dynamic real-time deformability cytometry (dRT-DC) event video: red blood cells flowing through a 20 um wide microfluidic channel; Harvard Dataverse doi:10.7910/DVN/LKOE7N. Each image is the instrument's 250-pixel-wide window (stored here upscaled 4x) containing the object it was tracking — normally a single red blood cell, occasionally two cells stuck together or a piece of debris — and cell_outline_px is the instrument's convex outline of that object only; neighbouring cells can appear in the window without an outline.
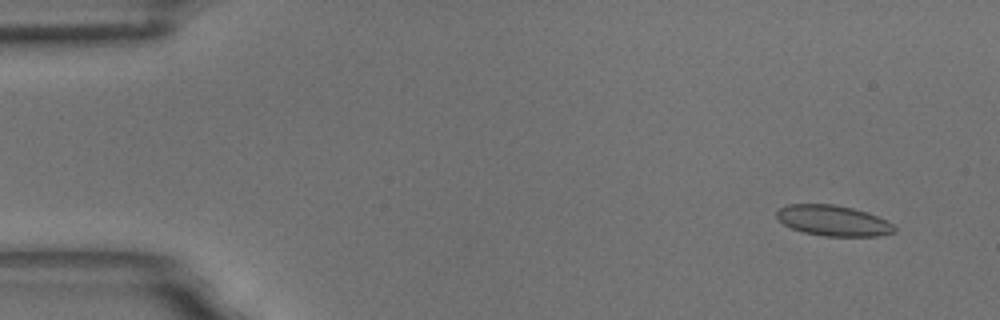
{"species": "common noctule bat (a hibernating species)", "species_latin": "Nyctalus noctula", "temperature_condition": "room temperature", "stored_images_in_passage": 51, "camera_frame_rate_fps": 3000, "um_per_image_px": 0.085, "animal": {"sex": "male", "body_mass_g": 18.8}, "frame": {"image": 1, "passage_image": 4, "time_ms": 1.0, "image_size_px": [1000, 320], "cell_outline_px": [[896, 232], [880, 236], [824, 236], [804, 232], [792, 228], [784, 224], [776, 216], [776, 212], [780, 208], [788, 204], [832, 204], [852, 208], [876, 216], [892, 224], [896, 228]], "centroid_in_image_um": [70.81, 18.76], "position_along_channel_um": 14.2, "area_um2": 20.75}}
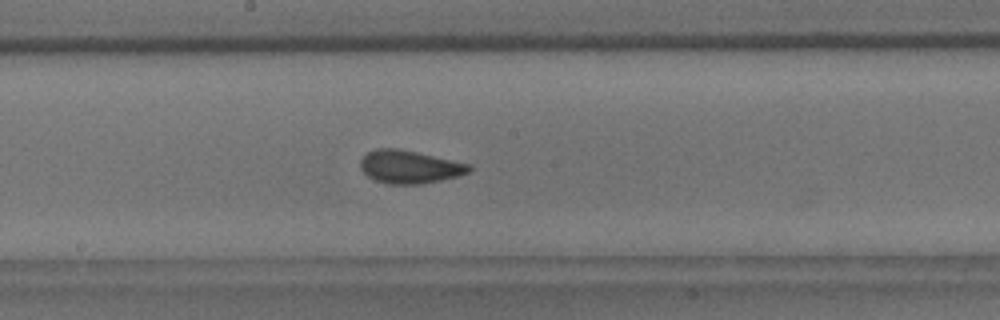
{"frame": {"image": 2, "passage_image": 30, "time_ms": 9.667, "image_size_px": [1000, 320], "cell_outline_px": [[472, 168], [468, 172], [456, 176], [440, 180], [420, 184], [388, 184], [376, 180], [368, 176], [360, 168], [360, 160], [368, 152], [376, 148], [396, 148], [416, 152], [472, 164]], "centroid_in_image_um": [34.8, 14.18], "position_along_channel_um": 213.4, "area_um2": 20.75}}
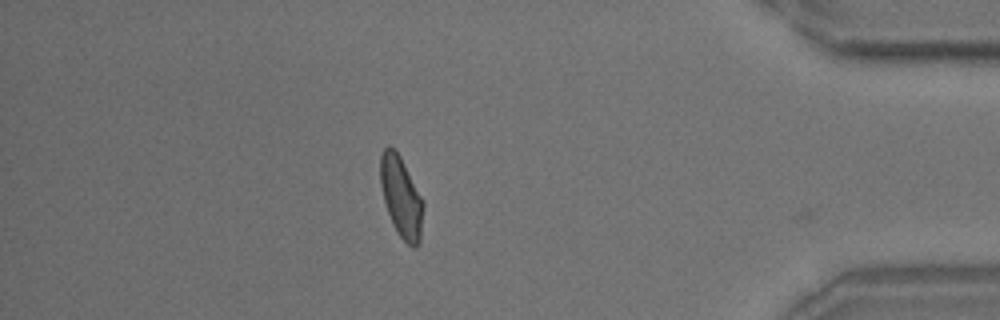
{"frame": {"image": 3, "passage_image": 49, "time_ms": 16.0, "image_size_px": [1000, 320], "cell_outline_px": [[424, 204], [420, 244], [416, 248], [412, 248], [396, 232], [392, 224], [384, 200], [380, 184], [380, 156], [384, 148], [388, 144], [400, 156], [424, 200]], "centroid_in_image_um": [34.12, 16.77], "position_along_channel_um": 401.1, "area_um2": 20.4}, "authors_computed_cell_mechanics": {"area_um2": 20.4612, "velocity_mm_per_s": 3.5828, "shape_relaxation_time_tau1_ms": null, "shape_relaxation_time_tau2_ms": 1.0442, "deformation_change_tau1": null, "deformation_change_tau2": 0.0578}}